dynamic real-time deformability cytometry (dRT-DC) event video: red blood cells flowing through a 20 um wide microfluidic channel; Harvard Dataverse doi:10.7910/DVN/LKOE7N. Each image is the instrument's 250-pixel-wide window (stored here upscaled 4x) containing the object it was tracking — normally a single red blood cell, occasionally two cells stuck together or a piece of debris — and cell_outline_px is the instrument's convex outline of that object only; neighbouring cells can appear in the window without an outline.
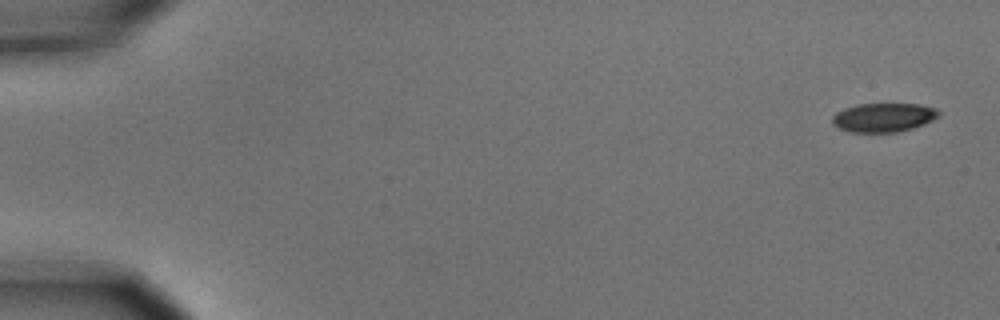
{"species": "common noctule bat (a hibernating species)", "species_latin": "Nyctalus noctula", "temperature_condition": "cold", "stored_images_in_passage": 8, "camera_frame_rate_fps": 3000, "um_per_image_px": 0.085, "animal": {"sex": "male", "body_mass_g": 15.6}, "frame": {"image": 1, "passage_image": 1, "time_ms": 0.0, "image_size_px": [1000, 320], "cell_outline_px": [[940, 116], [924, 124], [912, 128], [896, 132], [848, 132], [836, 128], [832, 124], [832, 116], [836, 112], [844, 108], [860, 104], [920, 104], [936, 108], [940, 112]], "centroid_in_image_um": [75.08, 9.99], "position_along_channel_um": 9.9, "area_um2": 18.09}}
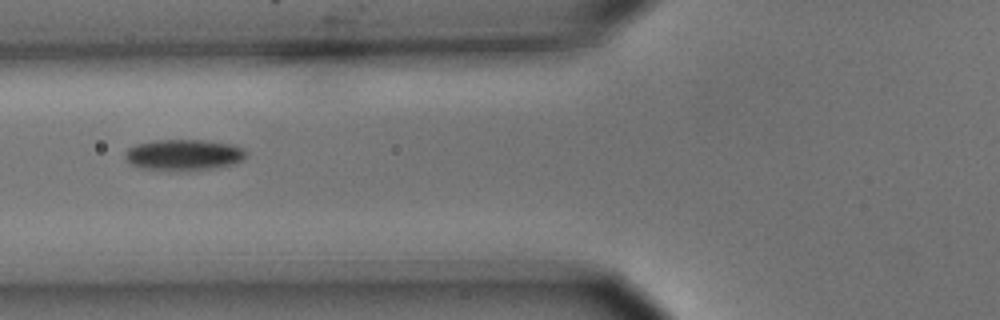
{"frame": {"image": 2, "passage_image": 6, "time_ms": 1.667, "image_size_px": [1000, 320], "cell_outline_px": [[248, 156], [244, 160], [232, 164], [216, 168], [168, 172], [140, 168], [132, 164], [124, 156], [124, 152], [128, 148], [136, 144], [156, 140], [204, 140], [232, 144], [244, 148], [248, 152]], "centroid_in_image_um": [15.64, 13.18], "position_along_channel_um": 110.2, "area_um2": 22.43}}
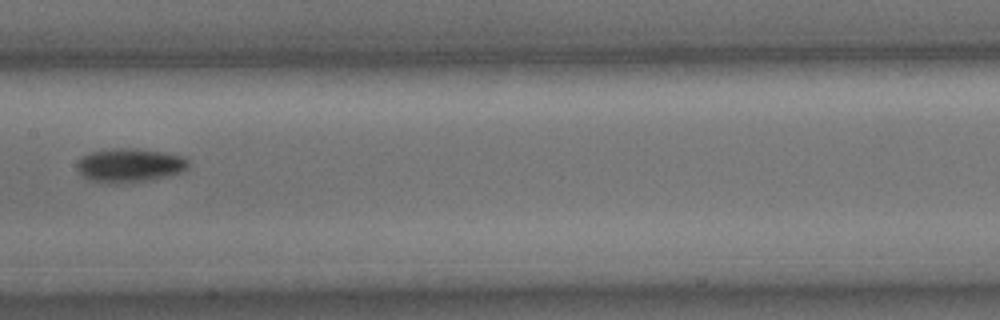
{"frame": {"image": 3, "passage_image": 8, "time_ms": 2.333, "image_size_px": [1000, 320], "cell_outline_px": [[188, 164], [180, 172], [168, 176], [144, 180], [88, 180], [76, 168], [76, 164], [84, 156], [92, 152], [112, 148], [136, 148], [184, 156], [188, 160]], "centroid_in_image_um": [11.03, 13.99], "position_along_channel_um": 196.4, "area_um2": 20.81}}